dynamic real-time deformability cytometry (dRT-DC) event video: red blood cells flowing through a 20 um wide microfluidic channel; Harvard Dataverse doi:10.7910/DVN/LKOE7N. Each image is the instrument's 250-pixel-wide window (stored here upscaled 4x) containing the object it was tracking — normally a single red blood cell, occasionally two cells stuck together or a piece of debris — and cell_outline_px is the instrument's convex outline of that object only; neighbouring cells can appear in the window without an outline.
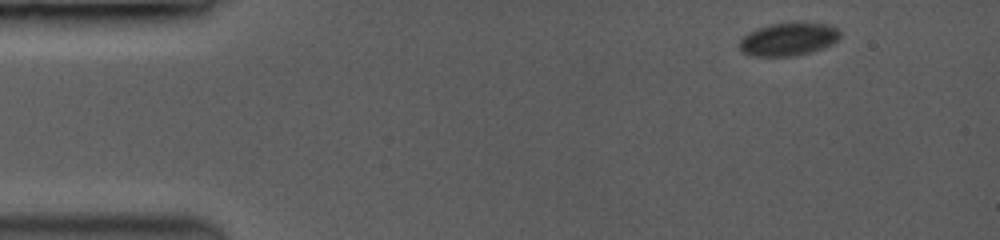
{"species": "common noctule bat (a hibernating species)", "species_latin": "Nyctalus noctula", "temperature_condition": "room temperature", "stored_images_in_passage": 35, "camera_frame_rate_fps": 3500, "um_per_image_px": 0.085, "animal": {"sex": "female", "body_mass_g": 19.0, "forearm_length_mm": 53.3}, "frame": {"image": 1, "passage_image": 1, "time_ms": 0.0, "image_size_px": [1000, 240], "cell_outline_px": [[840, 36], [836, 40], [820, 48], [808, 52], [788, 56], [760, 56], [744, 52], [740, 48], [740, 40], [744, 36], [760, 28], [776, 24], [824, 24], [836, 28], [840, 32]], "centroid_in_image_um": [67.0, 3.35], "position_along_channel_um": 18.0, "area_um2": 18.09}}
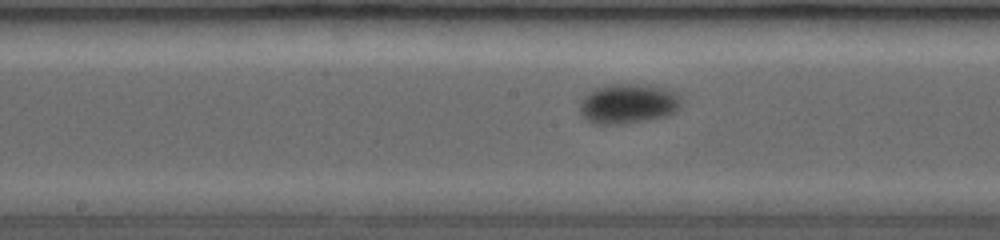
{"frame": {"image": 2, "passage_image": 16, "time_ms": 7.429, "image_size_px": [1000, 240], "cell_outline_px": [[676, 108], [672, 112], [664, 116], [612, 124], [592, 124], [584, 116], [580, 108], [584, 100], [592, 92], [600, 88], [612, 84], [636, 84], [656, 88], [672, 96], [676, 100]], "centroid_in_image_um": [53.25, 8.84], "position_along_channel_um": 195.0, "area_um2": 21.27}}
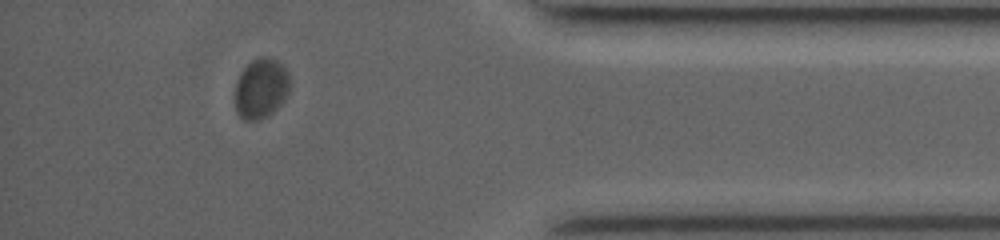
{"frame": {"image": 3, "passage_image": 31, "time_ms": 13.714, "image_size_px": [1000, 240], "cell_outline_px": [[288, 96], [268, 116], [260, 120], [244, 120], [240, 116], [236, 108], [236, 80], [240, 72], [252, 60], [260, 56], [268, 56], [276, 60], [288, 72]], "centroid_in_image_um": [22.18, 7.51], "position_along_channel_um": 413.0, "area_um2": 19.07}, "authors_computed_cell_mechanics": {"area_um2": 20.2878, "velocity_mm_per_s": 3.7562, "shape_relaxation_time_tau1_ms": 1.6024, "shape_relaxation_time_tau2_ms": null, "deformation_change_tau1": 0.0757, "deformation_change_tau2": null}}